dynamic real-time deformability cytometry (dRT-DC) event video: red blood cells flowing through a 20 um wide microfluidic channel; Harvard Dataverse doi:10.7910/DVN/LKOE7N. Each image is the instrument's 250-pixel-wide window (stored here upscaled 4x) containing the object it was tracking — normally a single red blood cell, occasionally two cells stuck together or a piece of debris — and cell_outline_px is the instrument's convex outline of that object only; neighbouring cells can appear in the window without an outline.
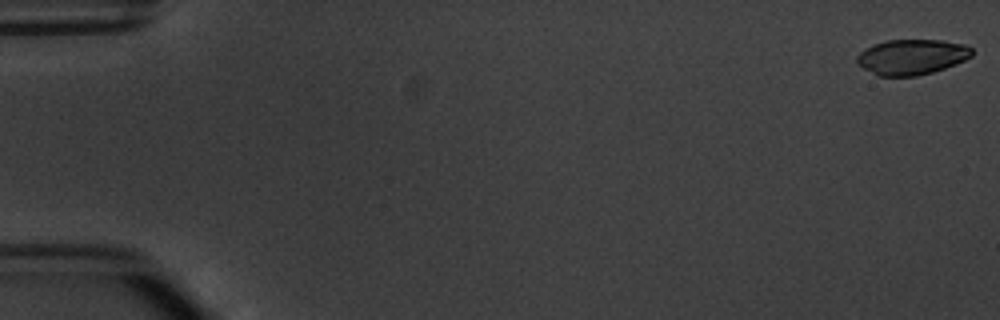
{"species": "common noctule bat (a hibernating species)", "species_latin": "Nyctalus noctula", "temperature_condition": "warm", "stored_images_in_passage": 4, "camera_frame_rate_fps": 3000, "um_per_image_px": 0.085, "animal": {"sex": "male", "body_mass_g": 20.1, "forearm_length_mm": 53.5}, "frame": {"image": 1, "passage_image": 1, "time_ms": 0.0, "image_size_px": [1000, 320], "cell_outline_px": [[972, 56], [964, 60], [944, 68], [932, 72], [916, 76], [876, 76], [856, 64], [856, 56], [860, 52], [876, 44], [888, 40], [944, 40], [964, 44], [972, 48]], "centroid_in_image_um": [77.48, 4.85], "position_along_channel_um": 7.5, "area_um2": 23.64}}